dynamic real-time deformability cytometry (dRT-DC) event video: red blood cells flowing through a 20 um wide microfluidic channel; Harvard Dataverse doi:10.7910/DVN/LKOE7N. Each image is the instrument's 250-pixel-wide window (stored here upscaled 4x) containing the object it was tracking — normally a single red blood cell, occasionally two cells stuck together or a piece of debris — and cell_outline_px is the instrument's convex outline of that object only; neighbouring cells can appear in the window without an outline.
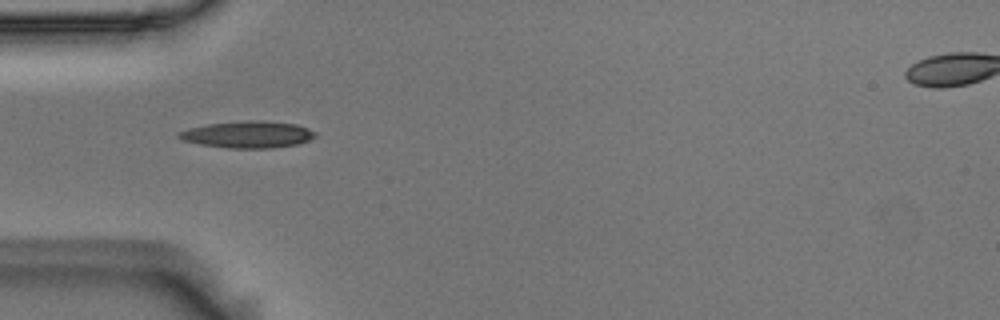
{"species": "Egyptian fruit bat (a non-hibernating species)", "species_latin": "Rousettus aegyptiacus", "temperature_condition": "room temperature", "stored_images_in_passage": 3, "camera_frame_rate_fps": 3000, "um_per_image_px": 0.085, "animal": {"sex": "male"}, "frame": {"image": 1, "passage_image": 1, "time_ms": 0.0, "image_size_px": [1000, 320], "cell_outline_px": [[316, 136], [308, 140], [296, 144], [272, 148], [228, 148], [200, 144], [184, 140], [176, 136], [176, 132], [188, 128], [208, 124], [248, 120], [264, 120], [296, 124], [308, 128], [316, 132]], "centroid_in_image_um": [21.05, 11.42], "position_along_channel_um": 63.9, "area_um2": 21.33}}
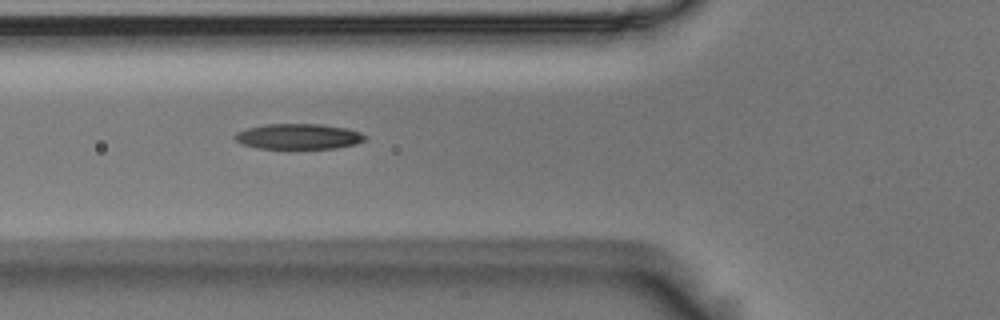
{"frame": {"image": 2, "passage_image": 2, "time_ms": 0.333, "image_size_px": [1000, 320], "cell_outline_px": [[368, 136], [364, 140], [356, 144], [336, 148], [256, 148], [244, 144], [236, 140], [232, 136], [236, 132], [248, 128], [264, 124], [320, 124], [348, 128], [360, 132]], "centroid_in_image_um": [25.39, 11.59], "position_along_channel_um": 100.4, "area_um2": 19.31}}
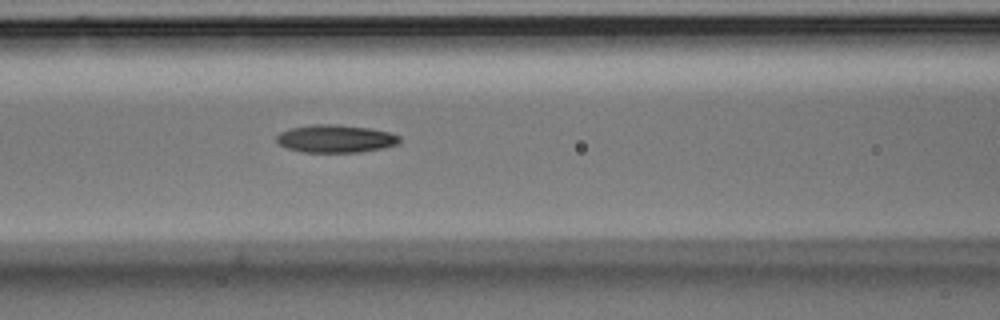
{"frame": {"image": 3, "passage_image": 3, "time_ms": 0.667, "image_size_px": [1000, 320], "cell_outline_px": [[400, 140], [396, 144], [384, 148], [360, 152], [304, 152], [288, 148], [280, 144], [276, 140], [276, 136], [280, 132], [292, 128], [312, 124], [336, 124], [368, 128], [392, 132], [400, 136]], "centroid_in_image_um": [28.55, 11.78], "position_along_channel_um": 138.1, "area_um2": 19.88}}